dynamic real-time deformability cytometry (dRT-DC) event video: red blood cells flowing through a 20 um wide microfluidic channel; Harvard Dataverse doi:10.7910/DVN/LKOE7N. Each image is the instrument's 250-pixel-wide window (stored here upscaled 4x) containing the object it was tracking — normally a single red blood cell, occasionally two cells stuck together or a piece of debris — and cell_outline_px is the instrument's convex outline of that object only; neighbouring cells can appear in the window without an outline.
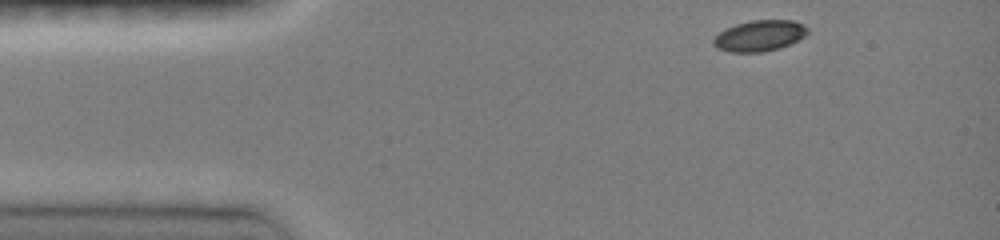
{"species": "common noctule bat (a hibernating species)", "species_latin": "Nyctalus noctula", "temperature_condition": "room temperature", "stored_images_in_passage": 38, "camera_frame_rate_fps": 3000, "um_per_image_px": 0.085, "animal": {"sex": "female", "body_mass_g": 19.0, "forearm_length_mm": 51.5}, "frame": {"image": 1, "passage_image": 1, "time_ms": 0.0, "image_size_px": [1000, 240], "cell_outline_px": [[808, 32], [804, 36], [792, 44], [780, 48], [760, 52], [728, 52], [716, 48], [712, 44], [712, 40], [724, 28], [736, 24], [752, 20], [792, 20], [804, 24], [808, 28]], "centroid_in_image_um": [64.55, 3.04], "position_along_channel_um": 20.4, "area_um2": 17.17}}
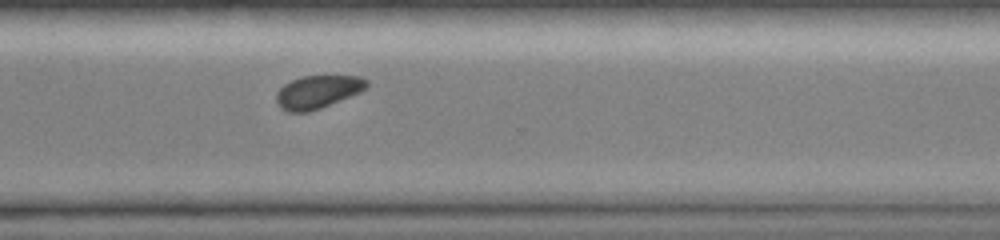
{"frame": {"image": 2, "passage_image": 29, "time_ms": 9.667, "image_size_px": [1000, 240], "cell_outline_px": [[368, 88], [360, 92], [320, 108], [308, 112], [288, 112], [280, 108], [276, 104], [276, 92], [284, 84], [292, 80], [304, 76], [360, 76], [368, 80]], "centroid_in_image_um": [26.99, 7.81], "position_along_channel_um": 343.6, "area_um2": 17.4}}
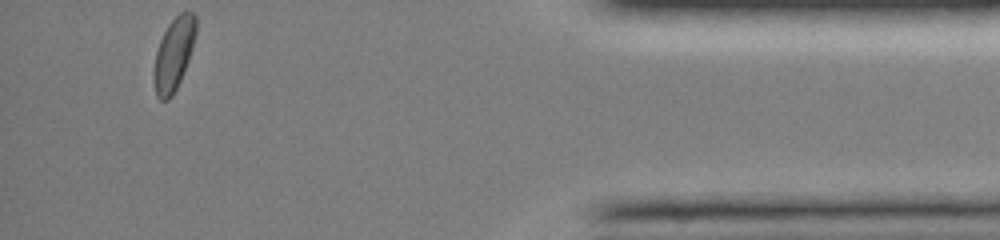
{"frame": {"image": 3, "passage_image": 38, "time_ms": 12.667, "image_size_px": [1000, 240], "cell_outline_px": [[196, 32], [192, 48], [188, 60], [180, 80], [172, 96], [168, 100], [160, 100], [156, 96], [152, 76], [152, 72], [156, 52], [160, 40], [168, 24], [180, 12], [192, 12], [196, 16]], "centroid_in_image_um": [14.74, 4.61], "position_along_channel_um": 420.5, "area_um2": 17.8}, "authors_computed_cell_mechanics": {"area_um2": 17.629, "velocity_mm_per_s": 4.0398, "shape_relaxation_time_tau1_ms": 2.0439, "shape_relaxation_time_tau2_ms": null, "deformation_change_tau1": 0.0589, "deformation_change_tau2": null}}